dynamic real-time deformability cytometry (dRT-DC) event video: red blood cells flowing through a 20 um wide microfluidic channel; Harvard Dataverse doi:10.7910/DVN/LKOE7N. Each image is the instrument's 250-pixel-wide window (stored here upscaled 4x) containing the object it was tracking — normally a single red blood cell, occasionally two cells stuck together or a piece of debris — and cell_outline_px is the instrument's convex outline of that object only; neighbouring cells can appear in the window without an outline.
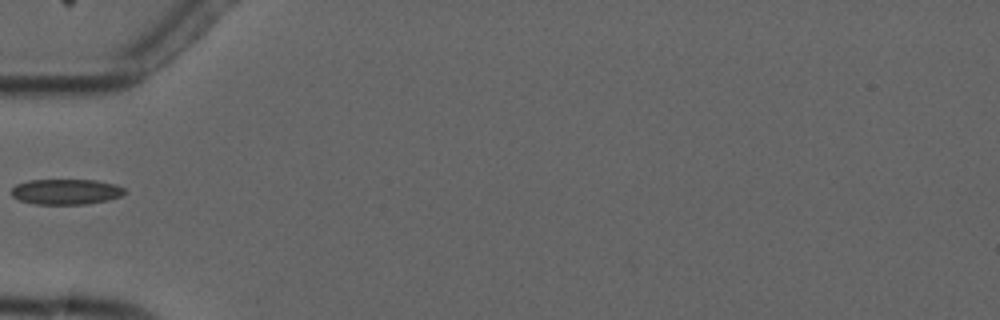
{"species": "common noctule bat (a hibernating species)", "species_latin": "Nyctalus noctula", "temperature_condition": "cold", "stored_images_in_passage": 5, "camera_frame_rate_fps": 3000, "um_per_image_px": 0.085, "animal": {"sex": "male", "forearm_length_mm": 52.5}, "frame": {"image": 1, "passage_image": 5, "time_ms": 6.333, "image_size_px": [1000, 320], "cell_outline_px": [[124, 192], [120, 196], [108, 200], [88, 204], [36, 204], [20, 200], [12, 196], [12, 188], [16, 184], [28, 180], [96, 180], [116, 184], [124, 188]], "centroid_in_image_um": [5.61, 16.29], "position_along_channel_um": 79.4, "area_um2": 16.76}}